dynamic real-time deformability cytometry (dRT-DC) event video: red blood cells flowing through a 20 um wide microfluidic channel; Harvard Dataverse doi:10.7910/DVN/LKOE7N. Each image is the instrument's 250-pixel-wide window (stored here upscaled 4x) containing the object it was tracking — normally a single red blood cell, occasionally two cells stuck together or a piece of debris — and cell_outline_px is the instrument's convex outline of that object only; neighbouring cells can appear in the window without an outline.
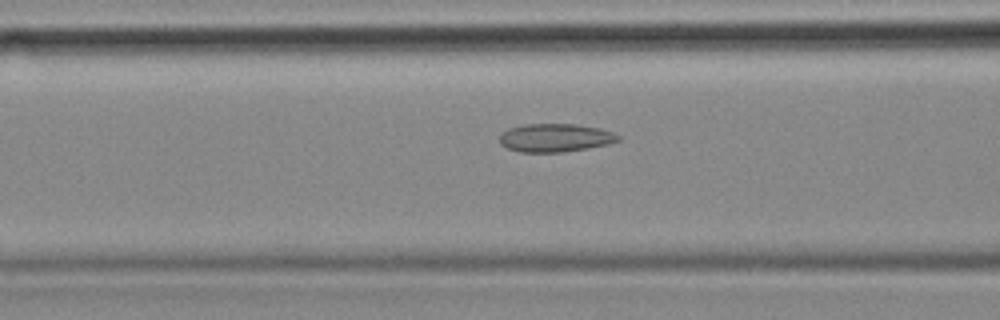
{"species": "common noctule bat (a hibernating species)", "species_latin": "Nyctalus noctula", "temperature_condition": "cold", "stored_images_in_passage": 16, "camera_frame_rate_fps": 3000, "um_per_image_px": 0.085, "animal": {"sex": "female", "body_mass_g": 18.4}, "frame": {"image": 1, "passage_image": 14, "time_ms": 4.333, "image_size_px": [1000, 320], "cell_outline_px": [[620, 140], [608, 144], [588, 148], [560, 152], [520, 152], [508, 148], [500, 144], [500, 132], [508, 128], [524, 124], [576, 124], [600, 128], [612, 132], [620, 136]], "centroid_in_image_um": [47.17, 11.7], "position_along_channel_um": 119.4, "area_um2": 19.59}}